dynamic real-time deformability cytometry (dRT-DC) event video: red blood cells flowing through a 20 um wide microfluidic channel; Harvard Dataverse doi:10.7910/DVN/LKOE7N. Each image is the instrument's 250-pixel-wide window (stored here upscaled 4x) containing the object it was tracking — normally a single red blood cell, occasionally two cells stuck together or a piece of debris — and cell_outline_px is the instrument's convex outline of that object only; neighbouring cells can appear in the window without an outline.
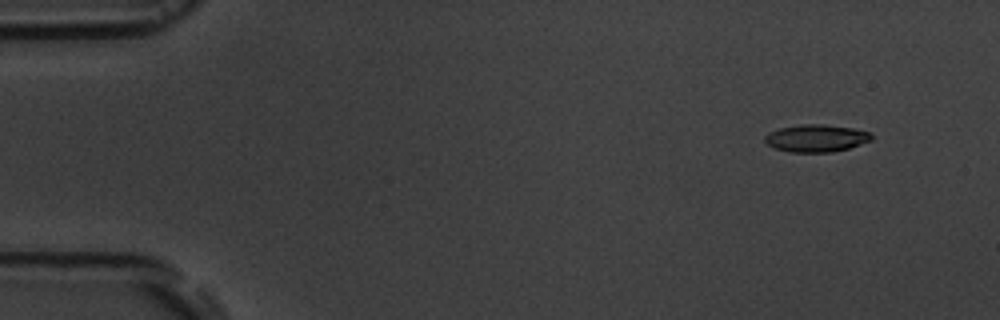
{"species": "common noctule bat (a hibernating species)", "species_latin": "Nyctalus noctula", "temperature_condition": "room temperature", "stored_images_in_passage": 6, "camera_frame_rate_fps": 3000, "um_per_image_px": 0.085, "animal": {"sex": "male", "body_mass_g": 19.5, "forearm_length_mm": 54.6}, "frame": {"image": 1, "passage_image": 2, "time_ms": 1.333, "image_size_px": [1000, 320], "cell_outline_px": [[872, 140], [848, 148], [832, 152], [792, 152], [776, 148], [768, 144], [764, 140], [764, 136], [768, 132], [780, 128], [800, 124], [820, 124], [852, 128], [868, 132], [872, 136]], "centroid_in_image_um": [69.35, 11.74], "position_along_channel_um": 15.6, "area_um2": 16.82}}
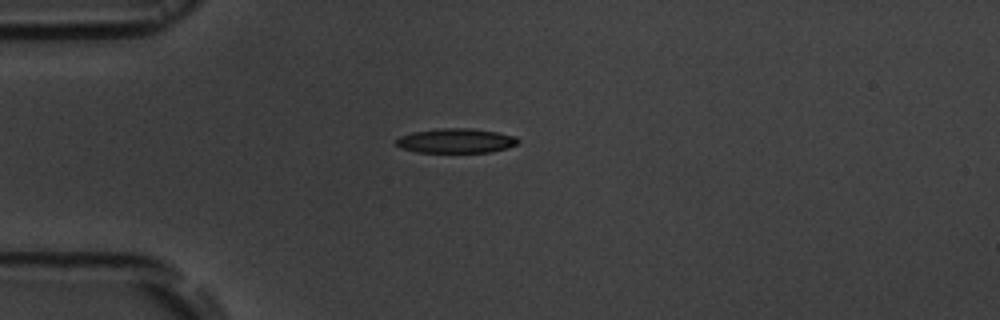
{"frame": {"image": 2, "passage_image": 5, "time_ms": 4.667, "image_size_px": [1000, 320], "cell_outline_px": [[520, 140], [516, 144], [508, 148], [488, 152], [416, 152], [400, 148], [396, 144], [396, 140], [400, 136], [412, 132], [440, 128], [472, 128], [496, 132], [516, 136]], "centroid_in_image_um": [38.75, 11.96], "position_along_channel_um": 46.2, "area_um2": 17.46}}